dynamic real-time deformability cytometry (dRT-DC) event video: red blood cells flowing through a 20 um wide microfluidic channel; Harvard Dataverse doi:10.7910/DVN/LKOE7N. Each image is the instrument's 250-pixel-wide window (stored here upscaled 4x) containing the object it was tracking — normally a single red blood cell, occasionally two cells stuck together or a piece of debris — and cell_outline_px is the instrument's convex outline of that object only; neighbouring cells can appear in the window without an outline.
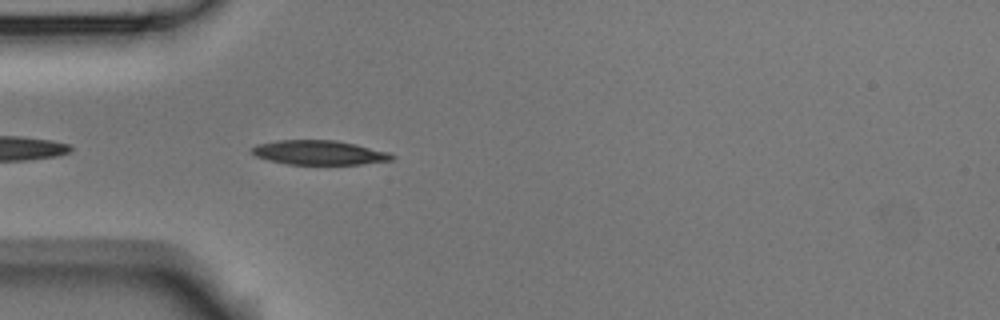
{"species": "Egyptian fruit bat (a non-hibernating species)", "species_latin": "Rousettus aegyptiacus", "temperature_condition": "room temperature", "stored_images_in_passage": 3, "camera_frame_rate_fps": 3000, "um_per_image_px": 0.085, "animal": {"sex": "male"}, "frame": {"image": 1, "passage_image": 3, "time_ms": 0.667, "image_size_px": [1000, 320], "cell_outline_px": [[396, 156], [392, 160], [360, 164], [288, 164], [256, 156], [252, 152], [252, 148], [256, 144], [276, 140], [336, 140], [356, 144], [388, 152]], "centroid_in_image_um": [27.14, 12.96], "position_along_channel_um": 57.9, "area_um2": 19.71}}